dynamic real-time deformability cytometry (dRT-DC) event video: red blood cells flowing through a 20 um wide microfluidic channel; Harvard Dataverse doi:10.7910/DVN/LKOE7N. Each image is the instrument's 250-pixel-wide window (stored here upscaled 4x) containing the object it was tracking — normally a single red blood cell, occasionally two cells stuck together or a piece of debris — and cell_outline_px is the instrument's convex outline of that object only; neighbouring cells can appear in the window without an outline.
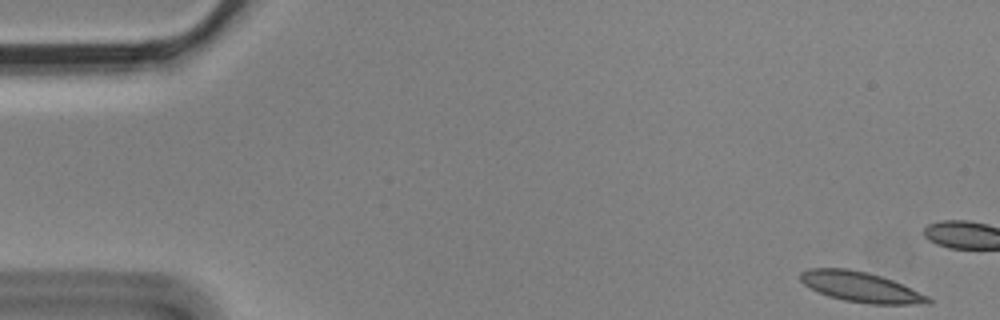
{"species": "Egyptian fruit bat (a non-hibernating species)", "species_latin": "Rousettus aegyptiacus", "temperature_condition": "cold", "stored_images_in_passage": 6, "segment_of_instrument_passage": [1, 2], "camera_frame_rate_fps": 3000, "um_per_image_px": 0.085, "animal": {"sex": "male"}, "frame": {"image": 1, "passage_image": 1, "time_ms": 0.0, "image_size_px": [1000, 320], "cell_outline_px": [[932, 304], [868, 304], [844, 300], [828, 296], [804, 284], [800, 280], [800, 272], [808, 268], [848, 268], [868, 272], [892, 280], [928, 296], [932, 300]], "centroid_in_image_um": [73.16, 24.39], "position_along_channel_um": 11.8, "area_um2": 22.37}}
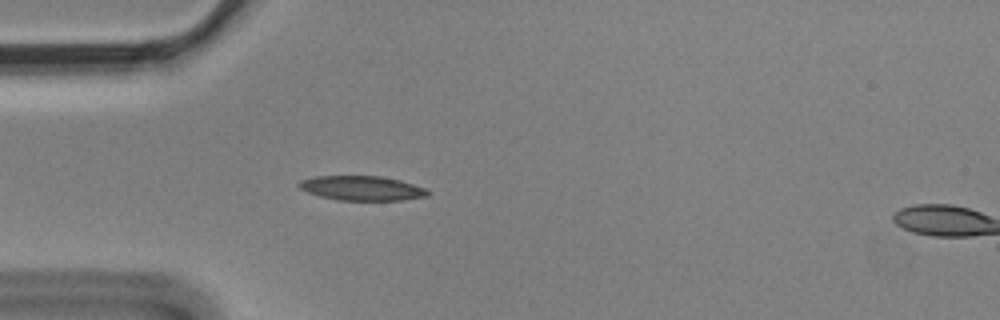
{"frame": {"image": 2, "passage_image": 5, "time_ms": 1.333, "image_size_px": [1000, 320], "cell_outline_px": [[428, 196], [400, 200], [340, 200], [320, 196], [308, 192], [300, 188], [296, 184], [300, 180], [316, 176], [380, 176], [400, 180], [424, 188], [428, 192]], "centroid_in_image_um": [30.72, 15.99], "position_along_channel_um": 54.3, "area_um2": 18.21}}